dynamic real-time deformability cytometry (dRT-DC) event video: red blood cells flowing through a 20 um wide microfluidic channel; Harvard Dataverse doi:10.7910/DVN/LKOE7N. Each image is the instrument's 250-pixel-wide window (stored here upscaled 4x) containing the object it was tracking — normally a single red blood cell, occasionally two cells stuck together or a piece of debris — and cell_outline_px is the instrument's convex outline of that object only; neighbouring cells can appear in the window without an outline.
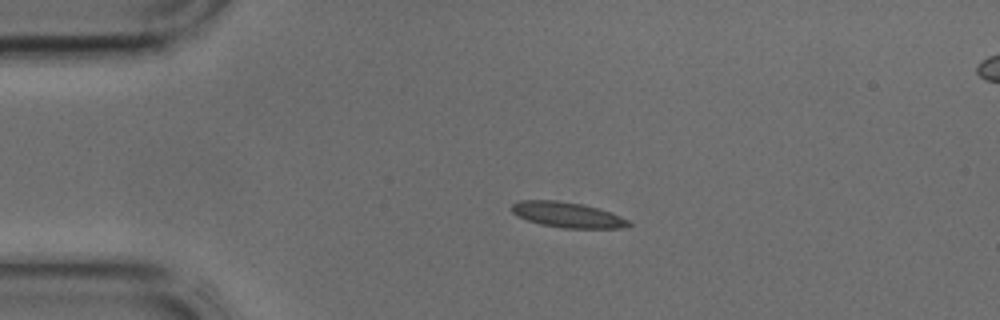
{"species": "common noctule bat (a hibernating species)", "species_latin": "Nyctalus noctula", "temperature_condition": "cold", "stored_images_in_passage": 35, "camera_frame_rate_fps": 3000, "um_per_image_px": 0.085, "animal": {"sex": "male", "body_mass_g": 17.9, "forearm_length_mm": 54.2}, "frame": {"image": 1, "passage_image": 1, "time_ms": 0.0, "image_size_px": [1000, 320], "cell_outline_px": [[632, 224], [620, 228], [564, 228], [540, 224], [528, 220], [512, 212], [512, 204], [520, 200], [556, 200], [584, 204], [620, 216], [628, 220]], "centroid_in_image_um": [48.22, 18.25], "position_along_channel_um": 36.8, "area_um2": 17.05}}
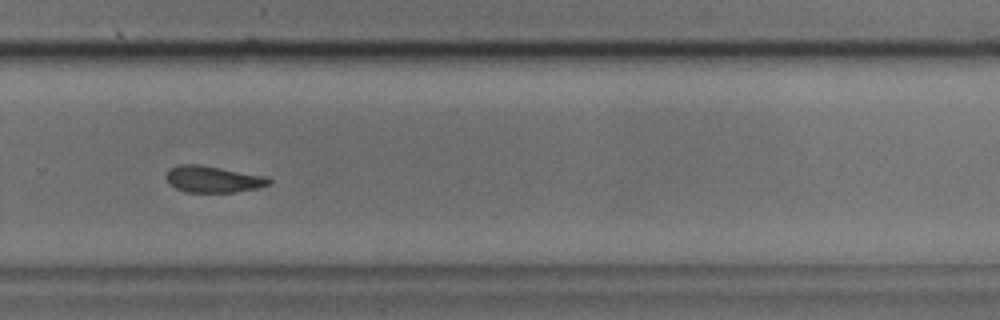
{"frame": {"image": 2, "passage_image": 21, "time_ms": 6.667, "image_size_px": [1000, 320], "cell_outline_px": [[272, 184], [260, 188], [236, 192], [188, 192], [176, 188], [168, 184], [164, 176], [168, 168], [176, 164], [200, 164], [264, 176], [272, 180]], "centroid_in_image_um": [18.07, 15.23], "position_along_channel_um": 311.7, "area_um2": 16.18}}
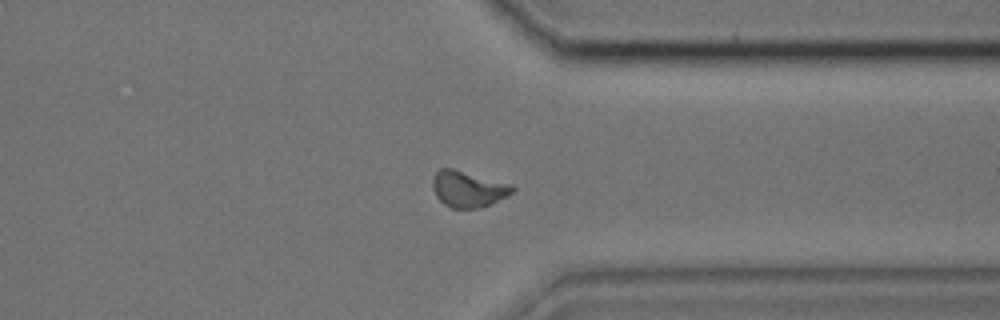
{"frame": {"image": 3, "passage_image": 25, "time_ms": 8.0, "image_size_px": [1000, 320], "cell_outline_px": [[516, 188], [508, 196], [492, 204], [480, 208], [452, 208], [444, 204], [436, 196], [432, 188], [432, 180], [436, 172], [440, 168], [452, 168], [512, 184]], "centroid_in_image_um": [39.8, 16.07], "position_along_channel_um": 371.6, "area_um2": 16.94}}